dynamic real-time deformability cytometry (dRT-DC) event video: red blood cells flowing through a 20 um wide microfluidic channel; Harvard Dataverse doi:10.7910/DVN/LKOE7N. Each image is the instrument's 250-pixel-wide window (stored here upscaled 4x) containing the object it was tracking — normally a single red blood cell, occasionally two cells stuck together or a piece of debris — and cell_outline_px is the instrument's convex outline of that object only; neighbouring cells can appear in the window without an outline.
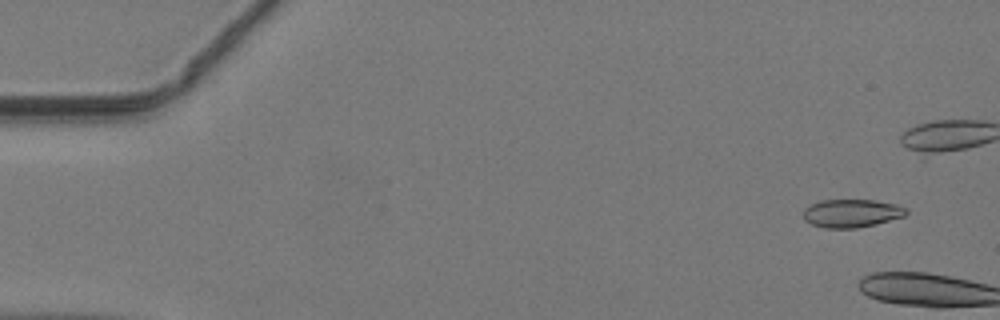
{"species": "common noctule bat (a hibernating species)", "species_latin": "Nyctalus noctula", "temperature_condition": "warm", "stored_images_in_passage": 4, "camera_frame_rate_fps": 3000, "um_per_image_px": 0.085, "animal": {"sex": "male", "body_mass_g": 19.2, "forearm_length_mm": 51.8}, "frame": {"image": 1, "passage_image": 3, "time_ms": 0.667, "image_size_px": [1000, 320], "cell_outline_px": [[908, 212], [904, 216], [876, 224], [856, 228], [824, 228], [812, 224], [804, 220], [804, 208], [808, 204], [820, 200], [876, 200], [896, 204], [908, 208]], "centroid_in_image_um": [72.38, 18.12], "position_along_channel_um": 12.6, "area_um2": 17.05}}